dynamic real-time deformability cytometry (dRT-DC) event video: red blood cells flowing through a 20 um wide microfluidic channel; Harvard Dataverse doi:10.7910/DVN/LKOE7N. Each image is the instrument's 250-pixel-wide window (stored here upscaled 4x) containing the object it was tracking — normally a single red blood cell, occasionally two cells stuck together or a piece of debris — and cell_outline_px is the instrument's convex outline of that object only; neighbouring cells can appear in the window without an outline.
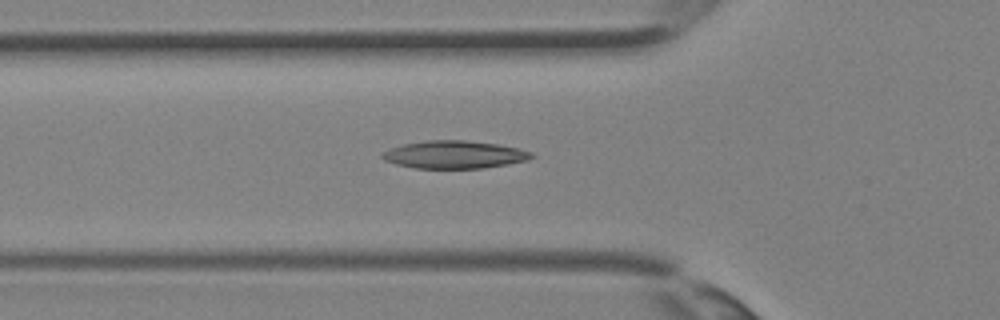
{"species": "Egyptian fruit bat (a non-hibernating species)", "species_latin": "Rousettus aegyptiacus", "temperature_condition": "room temperature", "stored_images_in_passage": 31, "camera_frame_rate_fps": 3000, "um_per_image_px": 0.085, "animal": {"sex": "female"}, "frame": {"image": 1, "passage_image": 11, "time_ms": 3.333, "image_size_px": [1000, 320], "cell_outline_px": [[536, 156], [528, 160], [508, 164], [484, 168], [416, 168], [396, 164], [384, 160], [380, 156], [384, 152], [392, 148], [404, 144], [424, 140], [464, 140], [496, 144], [520, 148], [532, 152]], "centroid_in_image_um": [38.66, 13.14], "position_along_channel_um": 87.1, "area_um2": 24.1}}
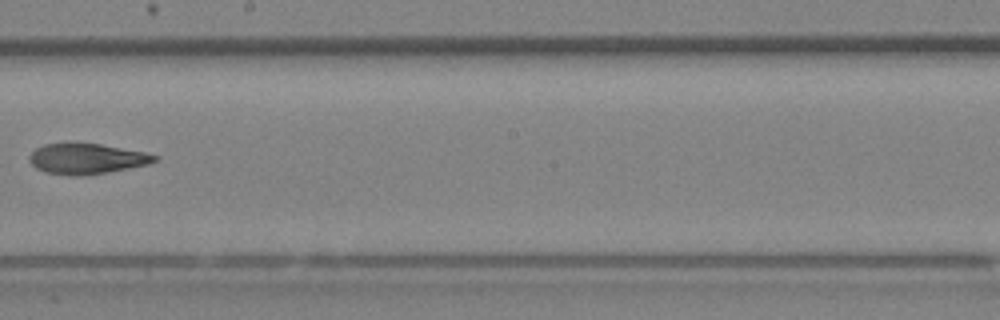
{"frame": {"image": 2, "passage_image": 19, "time_ms": 6.0, "image_size_px": [1000, 320], "cell_outline_px": [[160, 156], [156, 160], [148, 164], [108, 172], [72, 176], [44, 172], [36, 168], [32, 164], [32, 152], [36, 148], [44, 144], [100, 144], [144, 152]], "centroid_in_image_um": [7.4, 13.5], "position_along_channel_um": 240.8, "area_um2": 21.68}}
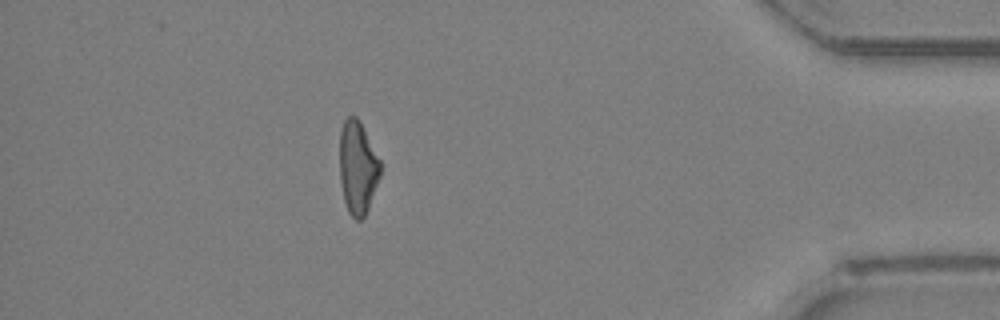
{"frame": {"image": 3, "passage_image": 30, "time_ms": 9.667, "image_size_px": [1000, 320], "cell_outline_px": [[380, 176], [368, 208], [364, 216], [360, 220], [356, 220], [348, 212], [344, 200], [340, 180], [340, 132], [344, 120], [348, 116], [356, 116], [360, 120], [380, 160]], "centroid_in_image_um": [30.4, 14.22], "position_along_channel_um": 404.8, "area_um2": 21.96}}